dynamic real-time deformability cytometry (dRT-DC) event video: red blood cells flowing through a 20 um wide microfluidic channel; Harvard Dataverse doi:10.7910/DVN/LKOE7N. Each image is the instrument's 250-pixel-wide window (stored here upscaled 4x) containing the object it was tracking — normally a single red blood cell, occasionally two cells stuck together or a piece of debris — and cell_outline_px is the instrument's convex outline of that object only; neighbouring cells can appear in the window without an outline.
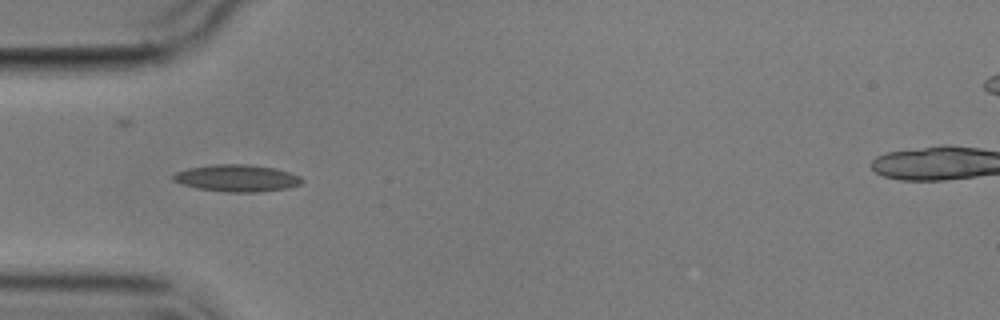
{"species": "common noctule bat (a hibernating species)", "species_latin": "Nyctalus noctula", "temperature_condition": "cold", "stored_images_in_passage": 6, "camera_frame_rate_fps": 3000, "um_per_image_px": 0.085, "animal": {"sex": "male", "body_mass_g": 17.9}, "frame": {"image": 1, "passage_image": 5, "time_ms": 4.667, "image_size_px": [1000, 320], "cell_outline_px": [[304, 180], [300, 184], [288, 188], [260, 192], [228, 192], [196, 188], [180, 184], [172, 180], [172, 176], [176, 172], [188, 168], [212, 164], [252, 164], [276, 168], [300, 176]], "centroid_in_image_um": [20.13, 15.14], "position_along_channel_um": 64.9, "area_um2": 20.46}}
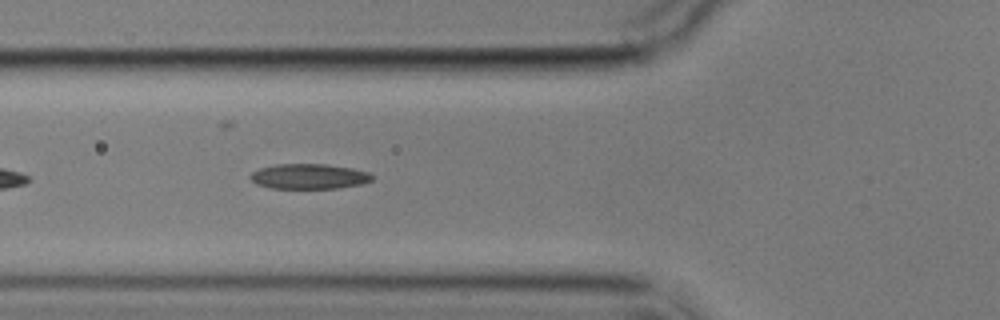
{"frame": {"image": 2, "passage_image": 6, "time_ms": 5.667, "image_size_px": [1000, 320], "cell_outline_px": [[372, 180], [360, 184], [340, 188], [272, 188], [256, 184], [248, 176], [252, 172], [260, 168], [276, 164], [324, 164], [352, 168], [368, 172], [372, 176]], "centroid_in_image_um": [26.24, 14.99], "position_along_channel_um": 99.6, "area_um2": 17.74}}